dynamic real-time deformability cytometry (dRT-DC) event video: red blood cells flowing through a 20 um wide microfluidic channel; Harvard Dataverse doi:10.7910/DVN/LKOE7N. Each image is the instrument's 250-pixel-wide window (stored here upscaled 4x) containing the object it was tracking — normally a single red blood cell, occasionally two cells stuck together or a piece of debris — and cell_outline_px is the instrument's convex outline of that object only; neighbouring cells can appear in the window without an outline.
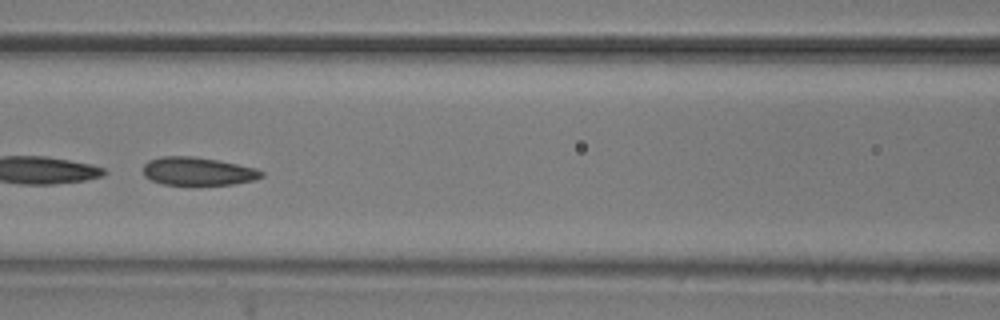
{"species": "common noctule bat (a hibernating species)", "species_latin": "Nyctalus noctula", "temperature_condition": "room temperature", "stored_images_in_passage": 52, "camera_frame_rate_fps": 3000, "um_per_image_px": 0.085, "animal": {"sex": "male", "body_mass_g": 20.5, "forearm_length_mm": 52.5}, "frame": {"image": 1, "passage_image": 23, "time_ms": 7.333, "image_size_px": [1000, 320], "cell_outline_px": [[264, 176], [256, 180], [232, 184], [164, 184], [152, 180], [144, 176], [144, 164], [148, 160], [160, 156], [192, 156], [216, 160], [256, 168], [264, 172]], "centroid_in_image_um": [16.83, 14.55], "position_along_channel_um": 149.8, "area_um2": 19.25}}